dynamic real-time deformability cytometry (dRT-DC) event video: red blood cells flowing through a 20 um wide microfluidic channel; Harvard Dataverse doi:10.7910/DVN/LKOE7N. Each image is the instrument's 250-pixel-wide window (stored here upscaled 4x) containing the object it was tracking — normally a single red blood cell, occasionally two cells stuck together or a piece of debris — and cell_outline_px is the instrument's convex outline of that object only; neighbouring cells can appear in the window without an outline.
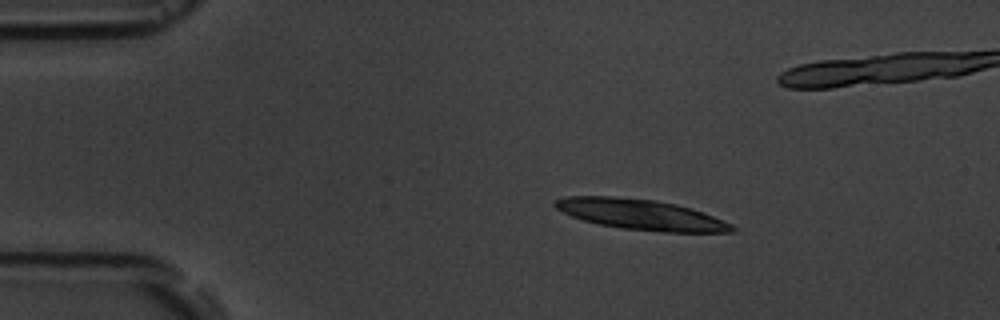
{"species": "common noctule bat (a hibernating species)", "species_latin": "Nyctalus noctula", "temperature_condition": "room temperature", "stored_images_in_passage": 5, "camera_frame_rate_fps": 3000, "um_per_image_px": 0.085, "animal": {"sex": "male", "body_mass_g": 19.5, "forearm_length_mm": 54.6}, "frame": {"image": 1, "passage_image": 1, "time_ms": 0.0, "image_size_px": [1000, 320], "cell_outline_px": [[736, 232], [664, 232], [620, 228], [600, 224], [584, 220], [572, 216], [556, 208], [552, 204], [556, 200], [564, 196], [612, 196], [656, 200], [676, 204], [692, 208], [704, 212], [732, 224], [736, 228]], "centroid_in_image_um": [54.5, 18.23], "position_along_channel_um": 30.5, "area_um2": 31.44}}